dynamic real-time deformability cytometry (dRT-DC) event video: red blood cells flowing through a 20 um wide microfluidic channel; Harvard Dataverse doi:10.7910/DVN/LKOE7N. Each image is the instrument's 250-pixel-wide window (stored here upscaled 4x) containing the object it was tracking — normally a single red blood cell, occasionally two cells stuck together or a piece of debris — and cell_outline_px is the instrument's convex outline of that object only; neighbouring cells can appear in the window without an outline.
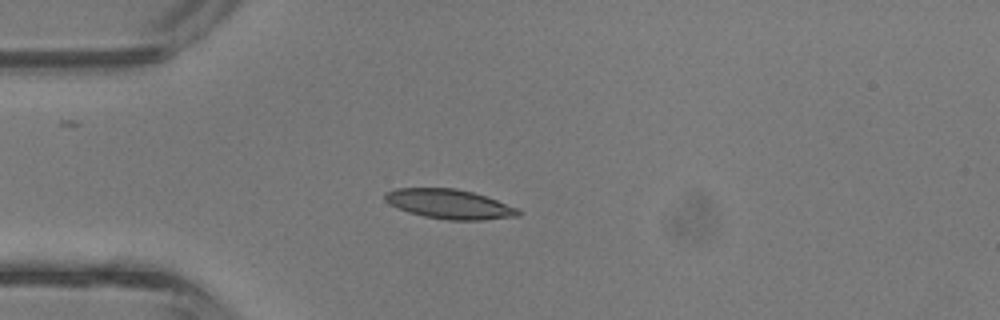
{"species": "common noctule bat (a hibernating species)", "species_latin": "Nyctalus noctula", "temperature_condition": "room temperature", "stored_images_in_passage": 41, "camera_frame_rate_fps": 3000, "um_per_image_px": 0.085, "animal": {"sex": "male", "body_mass_g": 13.3}, "frame": {"image": 1, "passage_image": 10, "time_ms": 3.0, "image_size_px": [1000, 320], "cell_outline_px": [[520, 216], [480, 220], [448, 220], [424, 216], [408, 212], [396, 208], [388, 204], [384, 200], [384, 192], [396, 188], [456, 188], [472, 192], [520, 208]], "centroid_in_image_um": [38.16, 17.34], "position_along_channel_um": 46.8, "area_um2": 23.06}}
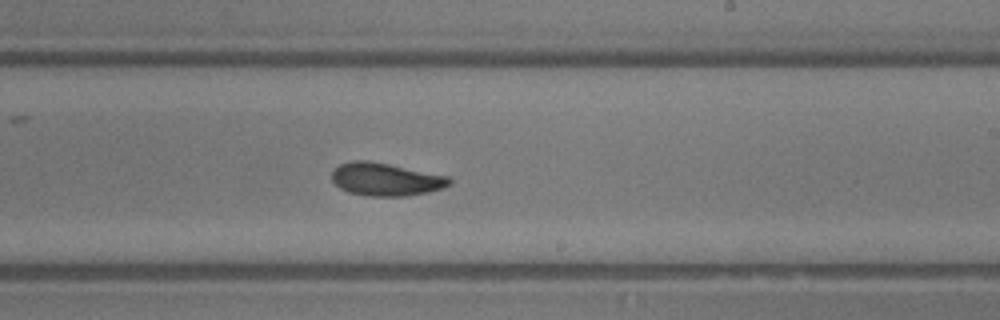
{"frame": {"image": 2, "passage_image": 24, "time_ms": 7.667, "image_size_px": [1000, 320], "cell_outline_px": [[452, 184], [444, 188], [428, 192], [408, 196], [368, 196], [348, 192], [340, 188], [332, 180], [332, 172], [340, 164], [352, 160], [368, 160], [448, 176], [452, 180]], "centroid_in_image_um": [32.8, 15.25], "position_along_channel_um": 256.2, "area_um2": 22.54}}
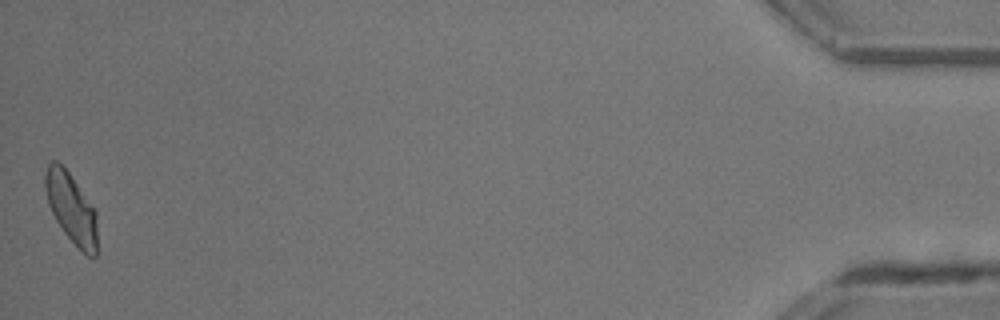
{"frame": {"image": 3, "passage_image": 41, "time_ms": 13.333, "image_size_px": [1000, 320], "cell_outline_px": [[100, 252], [96, 256], [88, 256], [64, 232], [56, 220], [48, 204], [44, 188], [44, 176], [48, 164], [52, 160], [56, 160], [68, 172], [96, 212]], "centroid_in_image_um": [6.09, 17.74], "position_along_channel_um": 429.1, "area_um2": 21.27}, "authors_computed_cell_mechanics": {"area_um2": 22.1952, "velocity_mm_per_s": 4.8249, "shape_relaxation_time_tau1_ms": 3.2609, "shape_relaxation_time_tau2_ms": 1.7045, "deformation_change_tau1": 0.1198, "deformation_change_tau2": 0.0661}}